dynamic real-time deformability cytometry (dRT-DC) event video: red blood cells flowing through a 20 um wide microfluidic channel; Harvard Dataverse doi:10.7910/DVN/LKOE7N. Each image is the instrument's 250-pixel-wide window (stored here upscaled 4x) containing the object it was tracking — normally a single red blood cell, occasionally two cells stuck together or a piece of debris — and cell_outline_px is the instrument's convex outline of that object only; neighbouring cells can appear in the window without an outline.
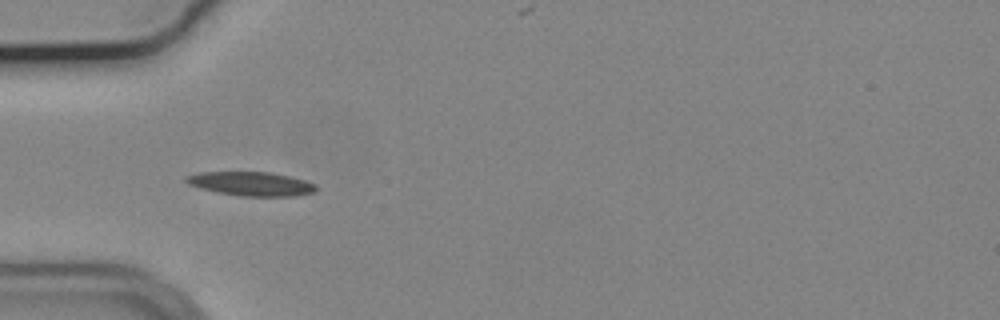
{"species": "common noctule bat (a hibernating species)", "species_latin": "Nyctalus noctula", "temperature_condition": "cold", "stored_images_in_passage": 31, "camera_frame_rate_fps": 3000, "um_per_image_px": 0.085, "animal": {"sex": "male", "body_mass_g": 19.2, "forearm_length_mm": 51.8}, "frame": {"image": 1, "passage_image": 1, "time_ms": 0.0, "image_size_px": [1000, 320], "cell_outline_px": [[316, 192], [296, 196], [240, 196], [216, 192], [200, 188], [188, 184], [184, 180], [184, 176], [200, 172], [272, 172], [304, 180], [316, 184]], "centroid_in_image_um": [21.33, 15.62], "position_along_channel_um": 63.7, "area_um2": 18.26}}